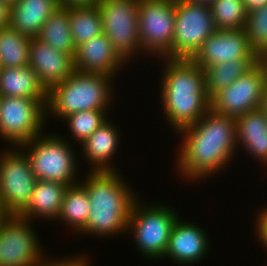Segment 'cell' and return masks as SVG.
<instances>
[{"label": "cell", "mask_w": 267, "mask_h": 266, "mask_svg": "<svg viewBox=\"0 0 267 266\" xmlns=\"http://www.w3.org/2000/svg\"><path fill=\"white\" fill-rule=\"evenodd\" d=\"M29 66L47 90L65 81L75 71L71 55L56 50L37 38H31Z\"/></svg>", "instance_id": "15"}, {"label": "cell", "mask_w": 267, "mask_h": 266, "mask_svg": "<svg viewBox=\"0 0 267 266\" xmlns=\"http://www.w3.org/2000/svg\"><path fill=\"white\" fill-rule=\"evenodd\" d=\"M236 59H261L243 29L216 30L191 58L202 69Z\"/></svg>", "instance_id": "14"}, {"label": "cell", "mask_w": 267, "mask_h": 266, "mask_svg": "<svg viewBox=\"0 0 267 266\" xmlns=\"http://www.w3.org/2000/svg\"><path fill=\"white\" fill-rule=\"evenodd\" d=\"M125 62L104 33L79 45L74 57L76 71L110 77L115 76Z\"/></svg>", "instance_id": "16"}, {"label": "cell", "mask_w": 267, "mask_h": 266, "mask_svg": "<svg viewBox=\"0 0 267 266\" xmlns=\"http://www.w3.org/2000/svg\"><path fill=\"white\" fill-rule=\"evenodd\" d=\"M259 109L267 115V85L265 86L264 92L261 96Z\"/></svg>", "instance_id": "36"}, {"label": "cell", "mask_w": 267, "mask_h": 266, "mask_svg": "<svg viewBox=\"0 0 267 266\" xmlns=\"http://www.w3.org/2000/svg\"><path fill=\"white\" fill-rule=\"evenodd\" d=\"M30 222L18 215H10L2 223L0 266H40L44 261V252Z\"/></svg>", "instance_id": "13"}, {"label": "cell", "mask_w": 267, "mask_h": 266, "mask_svg": "<svg viewBox=\"0 0 267 266\" xmlns=\"http://www.w3.org/2000/svg\"><path fill=\"white\" fill-rule=\"evenodd\" d=\"M267 85V65L260 60L231 85L210 99V109L220 115L238 117L259 109Z\"/></svg>", "instance_id": "12"}, {"label": "cell", "mask_w": 267, "mask_h": 266, "mask_svg": "<svg viewBox=\"0 0 267 266\" xmlns=\"http://www.w3.org/2000/svg\"><path fill=\"white\" fill-rule=\"evenodd\" d=\"M59 7H67L72 5H91L98 0H56Z\"/></svg>", "instance_id": "34"}, {"label": "cell", "mask_w": 267, "mask_h": 266, "mask_svg": "<svg viewBox=\"0 0 267 266\" xmlns=\"http://www.w3.org/2000/svg\"><path fill=\"white\" fill-rule=\"evenodd\" d=\"M113 77L99 73L74 71L65 81L48 90L46 114L64 119L85 110H109Z\"/></svg>", "instance_id": "4"}, {"label": "cell", "mask_w": 267, "mask_h": 266, "mask_svg": "<svg viewBox=\"0 0 267 266\" xmlns=\"http://www.w3.org/2000/svg\"><path fill=\"white\" fill-rule=\"evenodd\" d=\"M90 199L85 186L81 183L69 185L63 196L59 220L80 232L87 223L90 214ZM75 228V229H74Z\"/></svg>", "instance_id": "26"}, {"label": "cell", "mask_w": 267, "mask_h": 266, "mask_svg": "<svg viewBox=\"0 0 267 266\" xmlns=\"http://www.w3.org/2000/svg\"><path fill=\"white\" fill-rule=\"evenodd\" d=\"M261 60L267 65V53L261 58Z\"/></svg>", "instance_id": "40"}, {"label": "cell", "mask_w": 267, "mask_h": 266, "mask_svg": "<svg viewBox=\"0 0 267 266\" xmlns=\"http://www.w3.org/2000/svg\"><path fill=\"white\" fill-rule=\"evenodd\" d=\"M36 38L74 58L77 48L70 31L68 7L55 10L42 25Z\"/></svg>", "instance_id": "23"}, {"label": "cell", "mask_w": 267, "mask_h": 266, "mask_svg": "<svg viewBox=\"0 0 267 266\" xmlns=\"http://www.w3.org/2000/svg\"><path fill=\"white\" fill-rule=\"evenodd\" d=\"M215 31L210 6L175 0L173 47L164 58L191 59Z\"/></svg>", "instance_id": "7"}, {"label": "cell", "mask_w": 267, "mask_h": 266, "mask_svg": "<svg viewBox=\"0 0 267 266\" xmlns=\"http://www.w3.org/2000/svg\"><path fill=\"white\" fill-rule=\"evenodd\" d=\"M188 3L210 6L215 0H185Z\"/></svg>", "instance_id": "38"}, {"label": "cell", "mask_w": 267, "mask_h": 266, "mask_svg": "<svg viewBox=\"0 0 267 266\" xmlns=\"http://www.w3.org/2000/svg\"><path fill=\"white\" fill-rule=\"evenodd\" d=\"M261 59H236L228 63H219L205 67V92L209 99L231 85L240 76L249 71Z\"/></svg>", "instance_id": "25"}, {"label": "cell", "mask_w": 267, "mask_h": 266, "mask_svg": "<svg viewBox=\"0 0 267 266\" xmlns=\"http://www.w3.org/2000/svg\"><path fill=\"white\" fill-rule=\"evenodd\" d=\"M208 241L207 234L199 225L178 218L173 224L164 258L182 265L197 263L208 252Z\"/></svg>", "instance_id": "17"}, {"label": "cell", "mask_w": 267, "mask_h": 266, "mask_svg": "<svg viewBox=\"0 0 267 266\" xmlns=\"http://www.w3.org/2000/svg\"><path fill=\"white\" fill-rule=\"evenodd\" d=\"M236 121V138L249 154L267 165V115L260 109L239 115Z\"/></svg>", "instance_id": "20"}, {"label": "cell", "mask_w": 267, "mask_h": 266, "mask_svg": "<svg viewBox=\"0 0 267 266\" xmlns=\"http://www.w3.org/2000/svg\"><path fill=\"white\" fill-rule=\"evenodd\" d=\"M247 12L254 11L267 4V0H243Z\"/></svg>", "instance_id": "35"}, {"label": "cell", "mask_w": 267, "mask_h": 266, "mask_svg": "<svg viewBox=\"0 0 267 266\" xmlns=\"http://www.w3.org/2000/svg\"><path fill=\"white\" fill-rule=\"evenodd\" d=\"M0 97L48 99V90L30 66L0 68Z\"/></svg>", "instance_id": "22"}, {"label": "cell", "mask_w": 267, "mask_h": 266, "mask_svg": "<svg viewBox=\"0 0 267 266\" xmlns=\"http://www.w3.org/2000/svg\"><path fill=\"white\" fill-rule=\"evenodd\" d=\"M46 259L47 258H45L40 266H89V262H87L88 260L82 255L80 256V258L79 256H75V258L72 256L71 258H67L66 260L65 258L50 261L49 259H47V262Z\"/></svg>", "instance_id": "31"}, {"label": "cell", "mask_w": 267, "mask_h": 266, "mask_svg": "<svg viewBox=\"0 0 267 266\" xmlns=\"http://www.w3.org/2000/svg\"><path fill=\"white\" fill-rule=\"evenodd\" d=\"M67 7L70 31L76 48L95 36L104 33L97 2L91 5H72Z\"/></svg>", "instance_id": "24"}, {"label": "cell", "mask_w": 267, "mask_h": 266, "mask_svg": "<svg viewBox=\"0 0 267 266\" xmlns=\"http://www.w3.org/2000/svg\"><path fill=\"white\" fill-rule=\"evenodd\" d=\"M10 215L7 213V211L5 210L3 203L1 201L0 198V226L2 225V223L9 217Z\"/></svg>", "instance_id": "37"}, {"label": "cell", "mask_w": 267, "mask_h": 266, "mask_svg": "<svg viewBox=\"0 0 267 266\" xmlns=\"http://www.w3.org/2000/svg\"><path fill=\"white\" fill-rule=\"evenodd\" d=\"M115 126V127H114ZM119 130L107 119L81 144L87 162L91 163V171H115L108 163L116 153L119 143Z\"/></svg>", "instance_id": "19"}, {"label": "cell", "mask_w": 267, "mask_h": 266, "mask_svg": "<svg viewBox=\"0 0 267 266\" xmlns=\"http://www.w3.org/2000/svg\"><path fill=\"white\" fill-rule=\"evenodd\" d=\"M3 1L8 3L10 6L18 2V0H3Z\"/></svg>", "instance_id": "39"}, {"label": "cell", "mask_w": 267, "mask_h": 266, "mask_svg": "<svg viewBox=\"0 0 267 266\" xmlns=\"http://www.w3.org/2000/svg\"><path fill=\"white\" fill-rule=\"evenodd\" d=\"M210 8L216 30L244 29L248 12L243 0H215Z\"/></svg>", "instance_id": "28"}, {"label": "cell", "mask_w": 267, "mask_h": 266, "mask_svg": "<svg viewBox=\"0 0 267 266\" xmlns=\"http://www.w3.org/2000/svg\"><path fill=\"white\" fill-rule=\"evenodd\" d=\"M116 171H90L81 182L88 193L91 209L80 233L107 237L128 229L130 211L138 197Z\"/></svg>", "instance_id": "3"}, {"label": "cell", "mask_w": 267, "mask_h": 266, "mask_svg": "<svg viewBox=\"0 0 267 266\" xmlns=\"http://www.w3.org/2000/svg\"><path fill=\"white\" fill-rule=\"evenodd\" d=\"M243 30L252 49L262 58L267 53V4L248 12Z\"/></svg>", "instance_id": "29"}, {"label": "cell", "mask_w": 267, "mask_h": 266, "mask_svg": "<svg viewBox=\"0 0 267 266\" xmlns=\"http://www.w3.org/2000/svg\"><path fill=\"white\" fill-rule=\"evenodd\" d=\"M184 135L176 156L183 178L195 181L226 167L236 152V121L211 109L195 124L178 131ZM180 152V153H179Z\"/></svg>", "instance_id": "1"}, {"label": "cell", "mask_w": 267, "mask_h": 266, "mask_svg": "<svg viewBox=\"0 0 267 266\" xmlns=\"http://www.w3.org/2000/svg\"><path fill=\"white\" fill-rule=\"evenodd\" d=\"M67 142L59 135L41 134L18 148L26 149V157L37 180L59 182L69 186L78 183V166L74 150Z\"/></svg>", "instance_id": "5"}, {"label": "cell", "mask_w": 267, "mask_h": 266, "mask_svg": "<svg viewBox=\"0 0 267 266\" xmlns=\"http://www.w3.org/2000/svg\"><path fill=\"white\" fill-rule=\"evenodd\" d=\"M135 200L128 220V231L133 232L140 254L149 259H162L169 244L173 224L178 214L163 205L145 206ZM141 204V205H140Z\"/></svg>", "instance_id": "6"}, {"label": "cell", "mask_w": 267, "mask_h": 266, "mask_svg": "<svg viewBox=\"0 0 267 266\" xmlns=\"http://www.w3.org/2000/svg\"><path fill=\"white\" fill-rule=\"evenodd\" d=\"M59 8L56 0H18L11 5L10 27L29 38H36L42 25Z\"/></svg>", "instance_id": "18"}, {"label": "cell", "mask_w": 267, "mask_h": 266, "mask_svg": "<svg viewBox=\"0 0 267 266\" xmlns=\"http://www.w3.org/2000/svg\"><path fill=\"white\" fill-rule=\"evenodd\" d=\"M47 99L0 97V136L19 147L41 135Z\"/></svg>", "instance_id": "8"}, {"label": "cell", "mask_w": 267, "mask_h": 266, "mask_svg": "<svg viewBox=\"0 0 267 266\" xmlns=\"http://www.w3.org/2000/svg\"><path fill=\"white\" fill-rule=\"evenodd\" d=\"M138 23L141 50L164 58L173 47L175 0H140Z\"/></svg>", "instance_id": "10"}, {"label": "cell", "mask_w": 267, "mask_h": 266, "mask_svg": "<svg viewBox=\"0 0 267 266\" xmlns=\"http://www.w3.org/2000/svg\"><path fill=\"white\" fill-rule=\"evenodd\" d=\"M36 182L25 151L17 147L0 155V198L9 215H19L28 206Z\"/></svg>", "instance_id": "11"}, {"label": "cell", "mask_w": 267, "mask_h": 266, "mask_svg": "<svg viewBox=\"0 0 267 266\" xmlns=\"http://www.w3.org/2000/svg\"><path fill=\"white\" fill-rule=\"evenodd\" d=\"M10 9L8 3L0 0V29L10 25Z\"/></svg>", "instance_id": "33"}, {"label": "cell", "mask_w": 267, "mask_h": 266, "mask_svg": "<svg viewBox=\"0 0 267 266\" xmlns=\"http://www.w3.org/2000/svg\"><path fill=\"white\" fill-rule=\"evenodd\" d=\"M162 74L161 97L165 118L175 132L197 123L209 110L204 70L191 59H168Z\"/></svg>", "instance_id": "2"}, {"label": "cell", "mask_w": 267, "mask_h": 266, "mask_svg": "<svg viewBox=\"0 0 267 266\" xmlns=\"http://www.w3.org/2000/svg\"><path fill=\"white\" fill-rule=\"evenodd\" d=\"M67 187L59 182L37 180L28 206L18 216L30 221L38 217L58 220Z\"/></svg>", "instance_id": "21"}, {"label": "cell", "mask_w": 267, "mask_h": 266, "mask_svg": "<svg viewBox=\"0 0 267 266\" xmlns=\"http://www.w3.org/2000/svg\"><path fill=\"white\" fill-rule=\"evenodd\" d=\"M31 38L10 26L0 29V68L29 66Z\"/></svg>", "instance_id": "27"}, {"label": "cell", "mask_w": 267, "mask_h": 266, "mask_svg": "<svg viewBox=\"0 0 267 266\" xmlns=\"http://www.w3.org/2000/svg\"><path fill=\"white\" fill-rule=\"evenodd\" d=\"M257 227V228H256ZM256 233L262 245L267 247V208L260 210L256 218Z\"/></svg>", "instance_id": "32"}, {"label": "cell", "mask_w": 267, "mask_h": 266, "mask_svg": "<svg viewBox=\"0 0 267 266\" xmlns=\"http://www.w3.org/2000/svg\"><path fill=\"white\" fill-rule=\"evenodd\" d=\"M105 113L102 110H85L68 115L62 121H67L71 137L74 136L75 141L81 144L107 120Z\"/></svg>", "instance_id": "30"}, {"label": "cell", "mask_w": 267, "mask_h": 266, "mask_svg": "<svg viewBox=\"0 0 267 266\" xmlns=\"http://www.w3.org/2000/svg\"><path fill=\"white\" fill-rule=\"evenodd\" d=\"M139 2L140 0L97 1L103 32L126 62L142 51L138 26Z\"/></svg>", "instance_id": "9"}]
</instances>
